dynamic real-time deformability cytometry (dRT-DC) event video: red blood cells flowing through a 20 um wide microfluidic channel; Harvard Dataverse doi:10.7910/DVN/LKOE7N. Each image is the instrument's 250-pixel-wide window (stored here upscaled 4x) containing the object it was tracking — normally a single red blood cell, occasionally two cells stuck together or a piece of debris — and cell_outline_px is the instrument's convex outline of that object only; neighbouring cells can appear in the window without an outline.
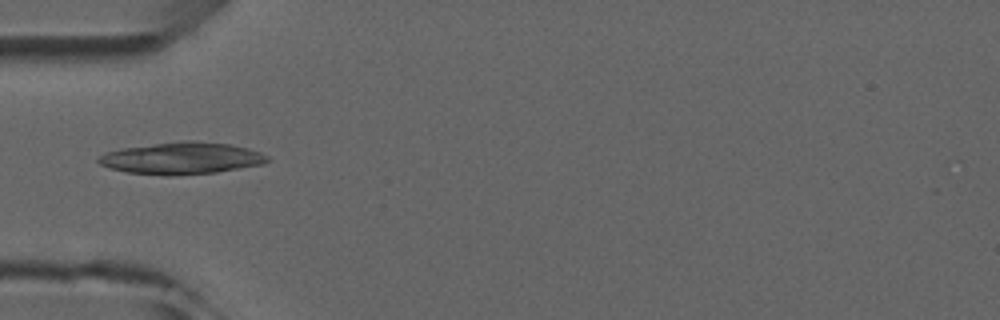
{"species": "common noctule bat (a hibernating species)", "species_latin": "Nyctalus noctula", "temperature_condition": "room temperature", "stored_images_in_passage": 3, "camera_frame_rate_fps": 3000, "um_per_image_px": 0.085, "animal": {"sex": "male", "forearm_length_mm": 52.5}, "frame": {"image": 1, "passage_image": 3, "time_ms": 2.333, "image_size_px": [1000, 320], "cell_outline_px": [[268, 160], [264, 164], [216, 172], [168, 176], [128, 172], [108, 168], [100, 164], [96, 160], [100, 156], [108, 152], [124, 148], [184, 140], [192, 140], [232, 144], [248, 148], [260, 152], [268, 156]], "centroid_in_image_um": [15.47, 13.45], "position_along_channel_um": 69.5, "area_um2": 31.27}}